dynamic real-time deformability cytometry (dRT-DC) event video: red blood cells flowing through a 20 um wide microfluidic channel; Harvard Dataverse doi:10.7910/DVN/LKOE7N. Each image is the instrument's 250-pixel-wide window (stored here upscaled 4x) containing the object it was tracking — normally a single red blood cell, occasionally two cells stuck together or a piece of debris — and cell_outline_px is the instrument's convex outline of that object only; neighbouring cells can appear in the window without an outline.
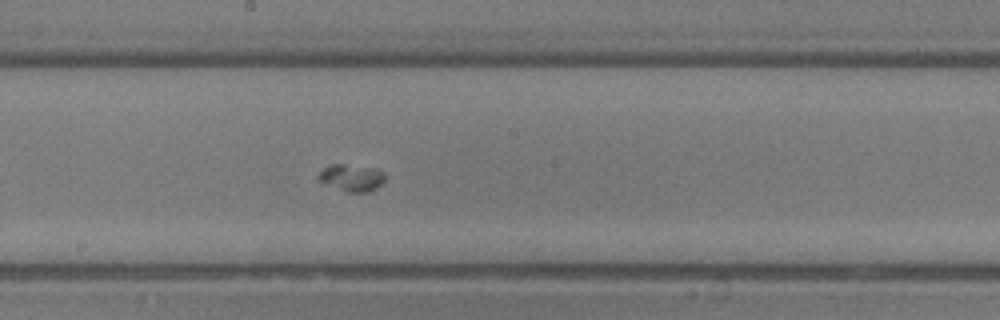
{"species": "common noctule bat (a hibernating species)", "species_latin": "Nyctalus noctula", "temperature_condition": "room temperature", "stored_images_in_passage": 32, "camera_frame_rate_fps": 3000, "um_per_image_px": 0.085, "animal": {"sex": "male", "body_mass_g": 13.3}, "frame": {"image": 1, "passage_image": 15, "time_ms": 4.667, "image_size_px": [1000, 320], "cell_outline_px": [[384, 180], [376, 188], [368, 192], [348, 192], [320, 180], [316, 176], [324, 168], [332, 164], [344, 164], [372, 168], [384, 172]], "centroid_in_image_um": [29.9, 15.09], "position_along_channel_um": 218.3, "area_um2": 10.06}}
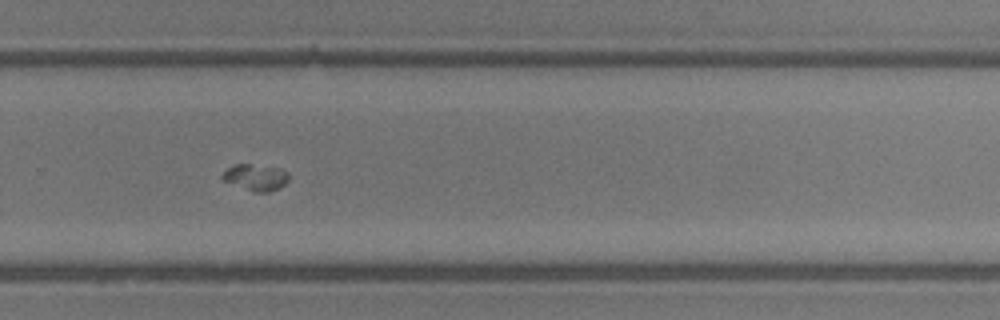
{"frame": {"image": 2, "passage_image": 20, "time_ms": 6.333, "image_size_px": [1000, 320], "cell_outline_px": [[288, 180], [280, 188], [268, 192], [256, 192], [220, 180], [220, 176], [232, 164], [248, 164], [280, 168], [288, 172]], "centroid_in_image_um": [21.71, 15.07], "position_along_channel_um": 308.1, "area_um2": 10.23}}
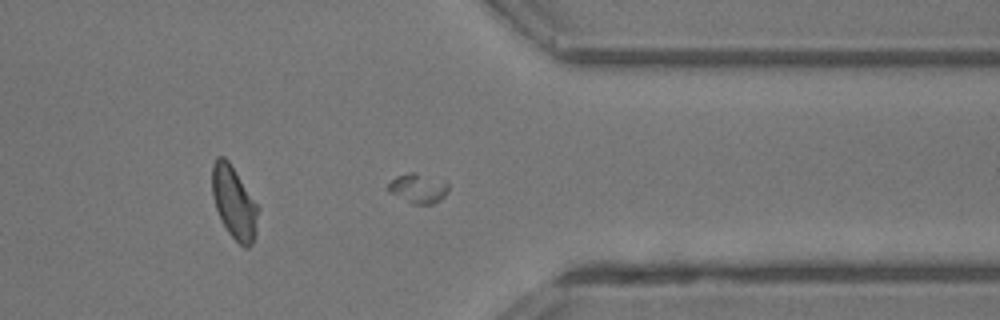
{"frame": {"image": 3, "passage_image": 24, "time_ms": 7.667, "image_size_px": [1000, 320], "cell_outline_px": [[448, 192], [440, 200], [432, 204], [412, 204], [388, 192], [388, 184], [396, 176], [408, 172], [416, 172], [448, 180]], "centroid_in_image_um": [35.58, 15.99], "position_along_channel_um": 375.8, "area_um2": 10.69}}